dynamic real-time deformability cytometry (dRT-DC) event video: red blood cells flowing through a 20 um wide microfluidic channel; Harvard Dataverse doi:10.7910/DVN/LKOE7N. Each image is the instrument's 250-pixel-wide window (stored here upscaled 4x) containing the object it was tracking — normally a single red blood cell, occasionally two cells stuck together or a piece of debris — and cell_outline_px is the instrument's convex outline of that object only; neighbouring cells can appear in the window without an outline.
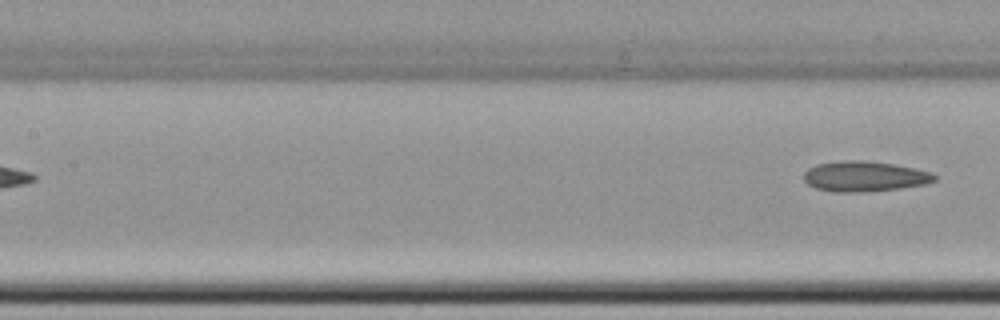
{"species": "common noctule bat (a hibernating species)", "species_latin": "Nyctalus noctula", "temperature_condition": "cold", "stored_images_in_passage": 7, "segment_of_instrument_passage": [2, 2], "camera_frame_rate_fps": 3000, "um_per_image_px": 0.085, "animal": {"sex": "female", "body_mass_g": 22.7, "forearm_length_mm": 54.2}, "frame": {"image": 1, "passage_image": 7, "time_ms": 7.333, "image_size_px": [1000, 320], "cell_outline_px": [[936, 180], [924, 184], [900, 188], [860, 192], [832, 192], [816, 188], [808, 184], [804, 180], [804, 172], [808, 168], [816, 164], [844, 160], [860, 160], [892, 164], [916, 168], [932, 172], [936, 176]], "centroid_in_image_um": [73.47, 14.99], "position_along_channel_um": 133.9, "area_um2": 23.06}}